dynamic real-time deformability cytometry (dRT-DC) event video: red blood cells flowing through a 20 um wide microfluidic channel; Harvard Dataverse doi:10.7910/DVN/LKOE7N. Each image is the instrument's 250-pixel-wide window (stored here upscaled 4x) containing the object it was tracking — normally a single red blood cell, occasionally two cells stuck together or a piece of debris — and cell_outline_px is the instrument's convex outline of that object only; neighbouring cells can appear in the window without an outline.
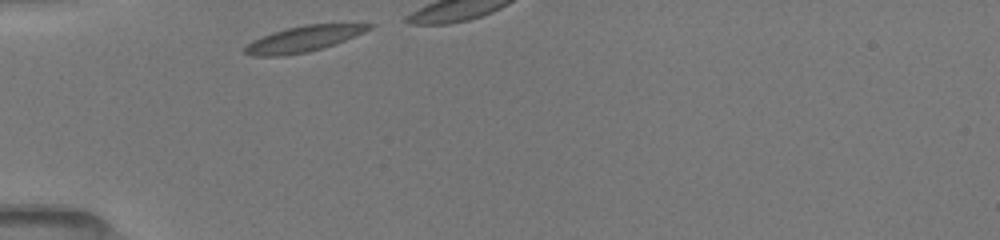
{"species": "common noctule bat (a hibernating species)", "species_latin": "Nyctalus noctula", "temperature_condition": "room temperature", "stored_images_in_passage": 7, "camera_frame_rate_fps": 3000, "um_per_image_px": 0.085, "animal": {"sex": "female", "body_mass_g": 19.5, "forearm_length_mm": 54.1}, "frame": {"image": 1, "passage_image": 1, "time_ms": 0.0, "image_size_px": [1000, 240], "cell_outline_px": [[376, 24], [372, 28], [364, 32], [324, 48], [308, 52], [284, 56], [252, 56], [240, 52], [252, 40], [272, 32], [304, 24]], "centroid_in_image_um": [25.74, 3.32], "position_along_channel_um": 59.3, "area_um2": 18.67}}
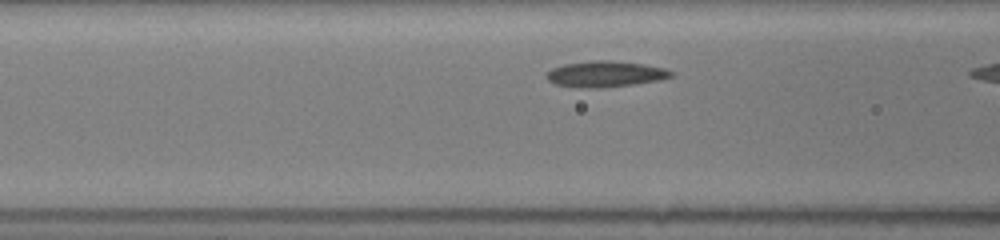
{"frame": {"image": 2, "passage_image": 6, "time_ms": 1.667, "image_size_px": [1000, 240], "cell_outline_px": [[672, 76], [660, 80], [632, 84], [600, 88], [576, 88], [556, 84], [548, 80], [544, 76], [552, 68], [564, 64], [592, 60], [612, 60], [644, 64], [664, 68], [672, 72]], "centroid_in_image_um": [51.41, 6.29], "position_along_channel_um": 115.2, "area_um2": 18.9}}